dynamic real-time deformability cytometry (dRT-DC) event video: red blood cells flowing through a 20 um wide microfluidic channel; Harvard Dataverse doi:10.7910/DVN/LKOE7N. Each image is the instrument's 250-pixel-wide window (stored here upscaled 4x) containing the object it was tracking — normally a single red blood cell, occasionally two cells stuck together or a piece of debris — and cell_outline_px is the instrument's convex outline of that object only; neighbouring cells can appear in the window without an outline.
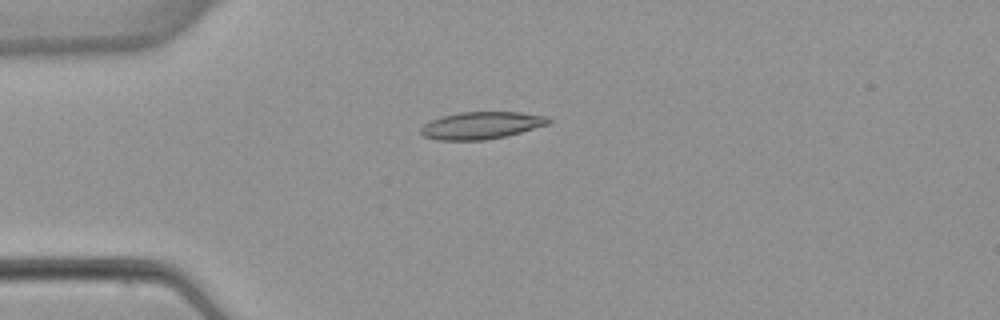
{"species": "common noctule bat (a hibernating species)", "species_latin": "Nyctalus noctula", "temperature_condition": "warm", "stored_images_in_passage": 6, "camera_frame_rate_fps": 3000, "um_per_image_px": 0.085, "animal": {"sex": "female", "body_mass_g": 22.7, "forearm_length_mm": 54.2}, "frame": {"image": 1, "passage_image": 4, "time_ms": 3.667, "image_size_px": [1000, 320], "cell_outline_px": [[552, 120], [548, 124], [508, 136], [484, 140], [436, 140], [424, 136], [420, 132], [420, 128], [424, 124], [432, 120], [444, 116], [460, 112], [520, 112], [544, 116]], "centroid_in_image_um": [40.91, 10.67], "position_along_channel_um": 44.1, "area_um2": 20.17}}
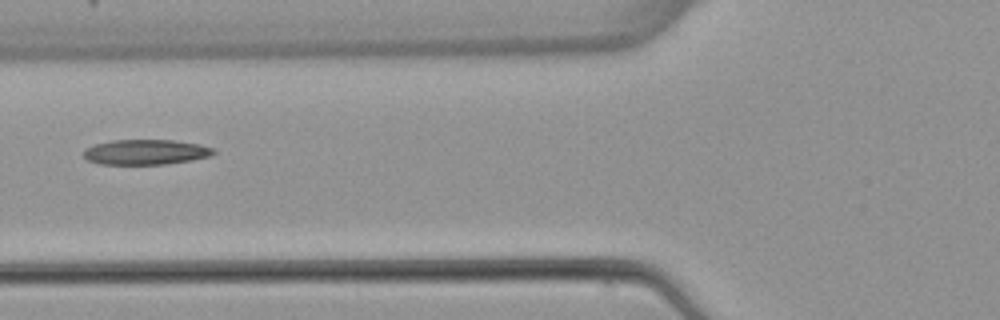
{"frame": {"image": 2, "passage_image": 6, "time_ms": 6.0, "image_size_px": [1000, 320], "cell_outline_px": [[216, 152], [208, 156], [192, 160], [164, 164], [100, 164], [88, 160], [84, 156], [84, 148], [96, 144], [112, 140], [172, 140], [200, 144], [216, 148]], "centroid_in_image_um": [12.4, 12.92], "position_along_channel_um": 113.4, "area_um2": 19.02}}